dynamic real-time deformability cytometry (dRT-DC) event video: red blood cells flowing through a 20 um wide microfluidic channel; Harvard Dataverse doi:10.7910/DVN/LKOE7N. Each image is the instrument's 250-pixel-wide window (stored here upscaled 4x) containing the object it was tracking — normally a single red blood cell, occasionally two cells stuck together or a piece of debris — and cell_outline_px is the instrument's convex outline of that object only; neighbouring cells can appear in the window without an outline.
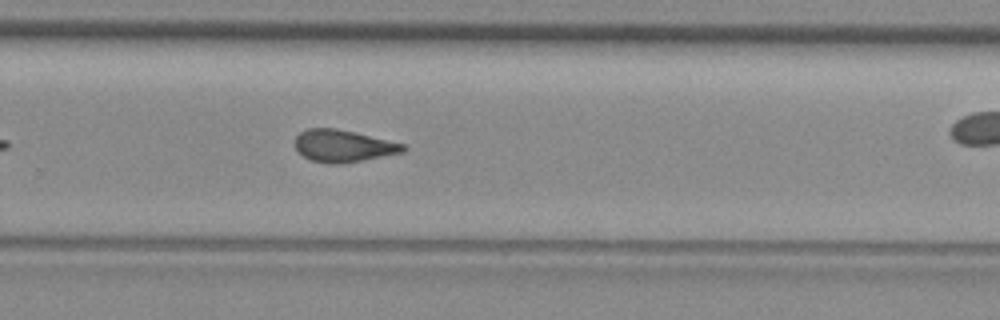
{"species": "common noctule bat (a hibernating species)", "species_latin": "Nyctalus noctula", "temperature_condition": "room temperature", "stored_images_in_passage": 28, "camera_frame_rate_fps": 3000, "um_per_image_px": 0.085, "animal": {"sex": "female", "body_mass_g": 29.2, "forearm_length_mm": 56.3}, "frame": {"image": 1, "passage_image": 20, "time_ms": 6.333, "image_size_px": [1000, 320], "cell_outline_px": [[408, 148], [404, 152], [364, 160], [340, 164], [328, 164], [312, 160], [304, 156], [296, 148], [296, 136], [300, 132], [308, 128], [336, 128], [404, 144]], "centroid_in_image_um": [29.18, 12.41], "position_along_channel_um": 300.6, "area_um2": 20.06}}